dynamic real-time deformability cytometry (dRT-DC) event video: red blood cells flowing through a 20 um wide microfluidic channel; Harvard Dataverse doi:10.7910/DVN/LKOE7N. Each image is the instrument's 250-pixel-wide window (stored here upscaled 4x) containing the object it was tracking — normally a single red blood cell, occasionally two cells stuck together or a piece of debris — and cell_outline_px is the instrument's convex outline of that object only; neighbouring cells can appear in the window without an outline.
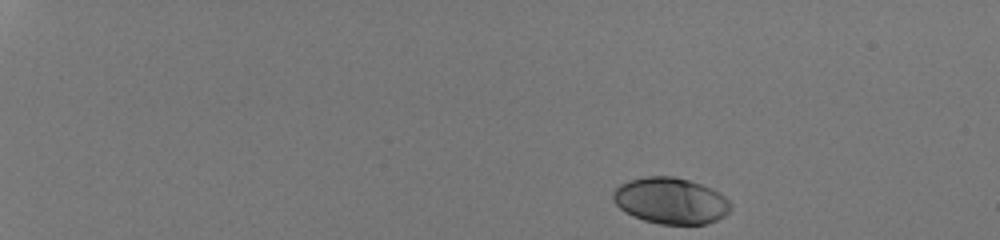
{"species": "human", "species_latin": "Homo sapiens", "temperature_condition": "room temperature", "stored_images_in_passage": 41, "camera_frame_rate_fps": 3000, "um_per_image_px": 0.085, "donor": {"sex": "male"}, "frame": {"image": 1, "passage_image": 1, "time_ms": 0.0, "image_size_px": [1000, 240], "cell_outline_px": [[732, 208], [724, 216], [716, 220], [704, 224], [660, 224], [644, 220], [632, 216], [624, 212], [612, 200], [612, 192], [620, 184], [628, 180], [648, 176], [672, 176], [688, 180], [712, 188], [720, 192], [732, 204]], "centroid_in_image_um": [57.0, 17.06], "position_along_channel_um": 28.0, "area_um2": 31.85}}
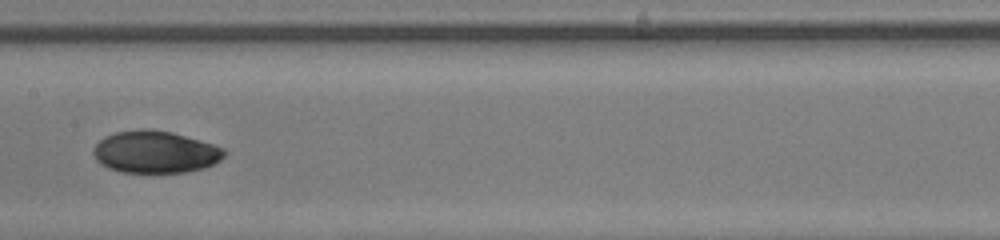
{"frame": {"image": 2, "passage_image": 24, "time_ms": 7.667, "image_size_px": [1000, 240], "cell_outline_px": [[228, 152], [220, 160], [204, 168], [188, 172], [120, 172], [108, 168], [100, 164], [96, 160], [92, 152], [92, 148], [104, 136], [116, 132], [144, 128], [148, 128], [172, 132], [216, 144], [224, 148]], "centroid_in_image_um": [13.2, 12.91], "position_along_channel_um": 194.2, "area_um2": 32.54}}
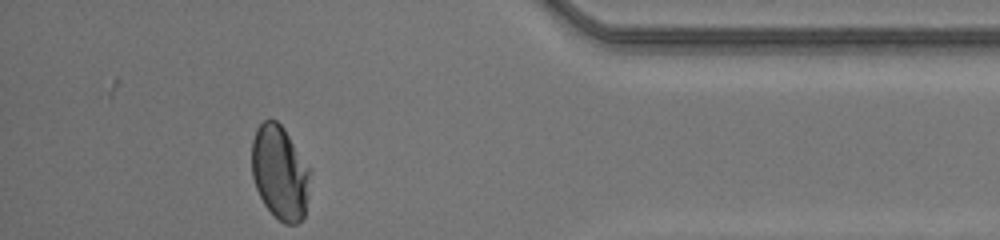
{"frame": {"image": 3, "passage_image": 41, "time_ms": 13.333, "image_size_px": [1000, 240], "cell_outline_px": [[312, 172], [308, 196], [304, 216], [296, 224], [284, 224], [264, 204], [256, 188], [252, 176], [252, 140], [256, 128], [264, 120], [276, 120], [284, 128], [312, 168]], "centroid_in_image_um": [23.82, 14.64], "position_along_channel_um": 411.4, "area_um2": 32.37}, "authors_computed_cell_mechanics": {"area_um2": 32.2524, "velocity_mm_per_s": 4.2341, "shape_relaxation_time_tau1_ms": 4.2044, "shape_relaxation_time_tau2_ms": 1.4597, "deformation_change_tau1": 0.1811, "deformation_change_tau2": 0.0288}}